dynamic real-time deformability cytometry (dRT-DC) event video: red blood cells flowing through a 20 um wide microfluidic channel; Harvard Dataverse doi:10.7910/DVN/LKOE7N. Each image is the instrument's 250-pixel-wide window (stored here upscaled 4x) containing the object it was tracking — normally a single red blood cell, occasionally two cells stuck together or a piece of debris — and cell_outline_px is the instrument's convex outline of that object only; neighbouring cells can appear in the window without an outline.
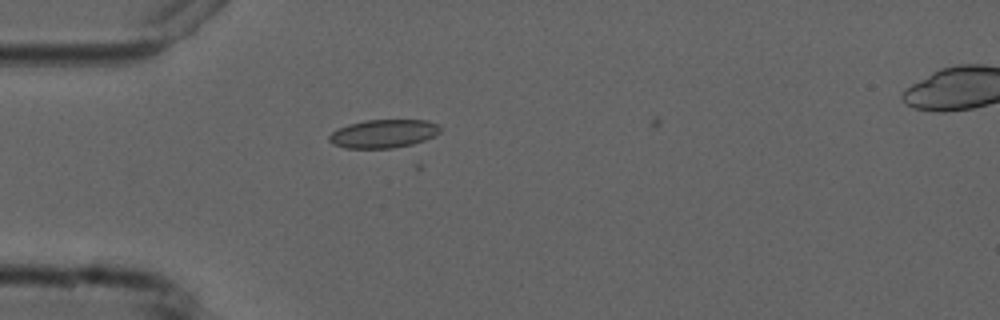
{"species": "common noctule bat (a hibernating species)", "species_latin": "Nyctalus noctula", "temperature_condition": "cold", "stored_images_in_passage": 4, "camera_frame_rate_fps": 3000, "um_per_image_px": 0.085, "animal": {"sex": "male", "forearm_length_mm": 52.5}, "frame": {"image": 1, "passage_image": 3, "time_ms": 2.333, "image_size_px": [1000, 320], "cell_outline_px": [[440, 132], [424, 140], [412, 144], [392, 148], [344, 148], [332, 144], [328, 140], [328, 136], [332, 132], [348, 124], [364, 120], [428, 120], [436, 124], [440, 128]], "centroid_in_image_um": [32.55, 11.36], "position_along_channel_um": 52.4, "area_um2": 18.26}}